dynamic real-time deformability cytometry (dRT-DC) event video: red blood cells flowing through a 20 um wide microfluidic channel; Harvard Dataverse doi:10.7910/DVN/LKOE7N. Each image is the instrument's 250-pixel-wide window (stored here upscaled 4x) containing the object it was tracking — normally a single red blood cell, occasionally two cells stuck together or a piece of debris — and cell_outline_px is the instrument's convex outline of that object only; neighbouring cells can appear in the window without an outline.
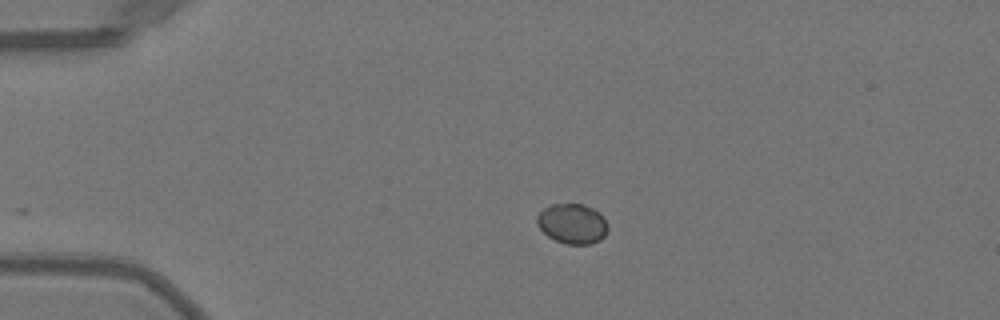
{"species": "Egyptian fruit bat (a non-hibernating species)", "species_latin": "Rousettus aegyptiacus", "temperature_condition": "warm", "stored_images_in_passage": 27, "camera_frame_rate_fps": 3000, "um_per_image_px": 0.085, "animal": {"sex": "female"}, "frame": {"image": 1, "passage_image": 1, "time_ms": 0.0, "image_size_px": [1000, 320], "cell_outline_px": [[608, 228], [604, 236], [600, 240], [588, 244], [564, 244], [548, 236], [536, 224], [536, 216], [544, 208], [552, 204], [584, 204], [600, 212], [608, 224]], "centroid_in_image_um": [48.65, 19.01], "position_along_channel_um": 36.3, "area_um2": 16.59}}
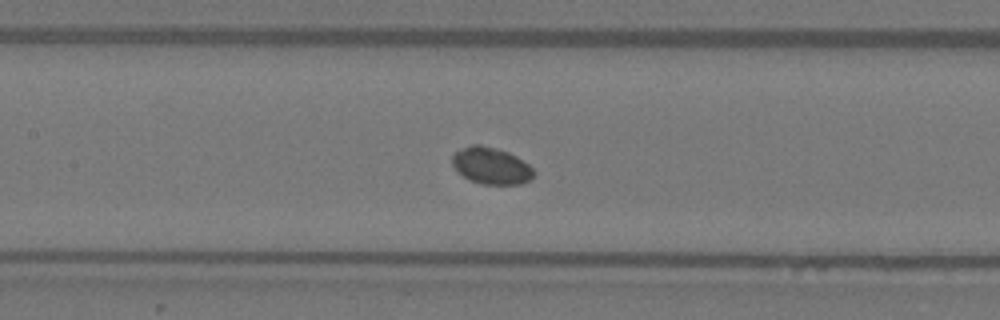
{"frame": {"image": 2, "passage_image": 14, "time_ms": 4.333, "image_size_px": [1000, 320], "cell_outline_px": [[536, 172], [532, 180], [520, 184], [484, 184], [468, 180], [452, 164], [452, 156], [456, 152], [472, 144], [480, 144], [496, 148], [508, 152], [516, 156], [528, 164]], "centroid_in_image_um": [41.79, 14.1], "position_along_channel_um": 165.6, "area_um2": 17.4}}
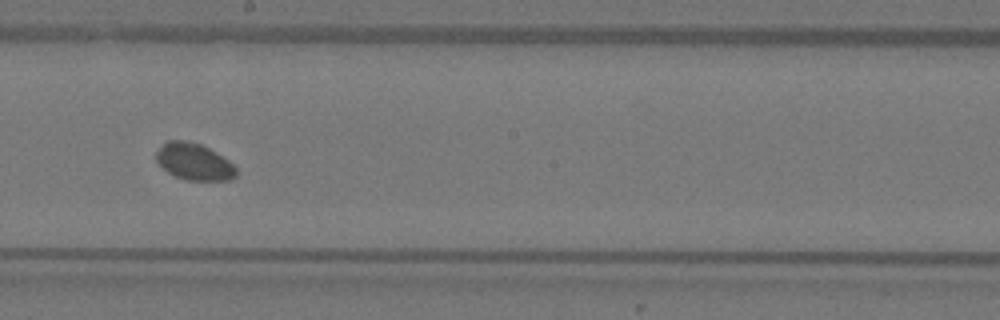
{"frame": {"image": 3, "passage_image": 19, "time_ms": 6.0, "image_size_px": [1000, 320], "cell_outline_px": [[236, 176], [232, 180], [184, 180], [168, 172], [156, 160], [156, 152], [168, 140], [188, 140], [200, 144], [216, 152], [228, 160], [236, 168]], "centroid_in_image_um": [16.51, 13.75], "position_along_channel_um": 231.7, "area_um2": 16.99}}